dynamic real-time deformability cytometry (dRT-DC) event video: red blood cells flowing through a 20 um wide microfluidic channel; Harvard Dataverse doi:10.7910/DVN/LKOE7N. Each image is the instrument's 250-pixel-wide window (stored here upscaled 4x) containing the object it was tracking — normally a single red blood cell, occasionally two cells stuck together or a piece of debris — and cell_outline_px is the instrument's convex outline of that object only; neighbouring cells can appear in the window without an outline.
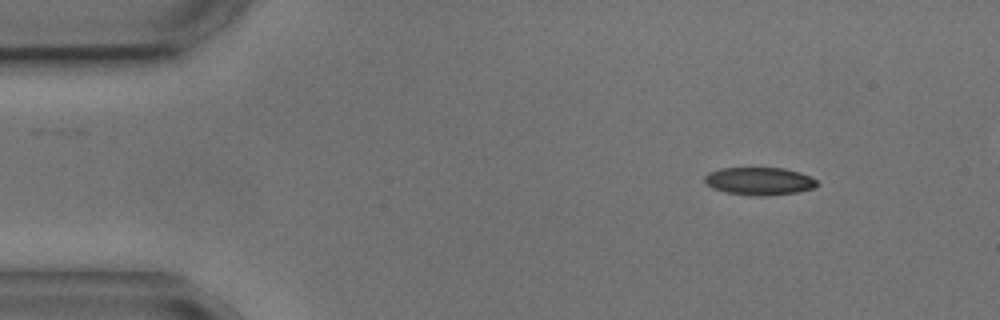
{"species": "common noctule bat (a hibernating species)", "species_latin": "Nyctalus noctula", "temperature_condition": "cold", "stored_images_in_passage": 4, "camera_frame_rate_fps": 3000, "um_per_image_px": 0.085, "animal": {"sex": "male", "body_mass_g": 17.9, "forearm_length_mm": 54.2}, "frame": {"image": 1, "passage_image": 1, "time_ms": 0.0, "image_size_px": [1000, 320], "cell_outline_px": [[820, 184], [812, 188], [796, 192], [764, 196], [756, 196], [724, 192], [712, 188], [704, 180], [704, 176], [708, 172], [720, 168], [784, 168], [800, 172], [816, 180]], "centroid_in_image_um": [64.52, 15.39], "position_along_channel_um": 20.5, "area_um2": 18.15}}